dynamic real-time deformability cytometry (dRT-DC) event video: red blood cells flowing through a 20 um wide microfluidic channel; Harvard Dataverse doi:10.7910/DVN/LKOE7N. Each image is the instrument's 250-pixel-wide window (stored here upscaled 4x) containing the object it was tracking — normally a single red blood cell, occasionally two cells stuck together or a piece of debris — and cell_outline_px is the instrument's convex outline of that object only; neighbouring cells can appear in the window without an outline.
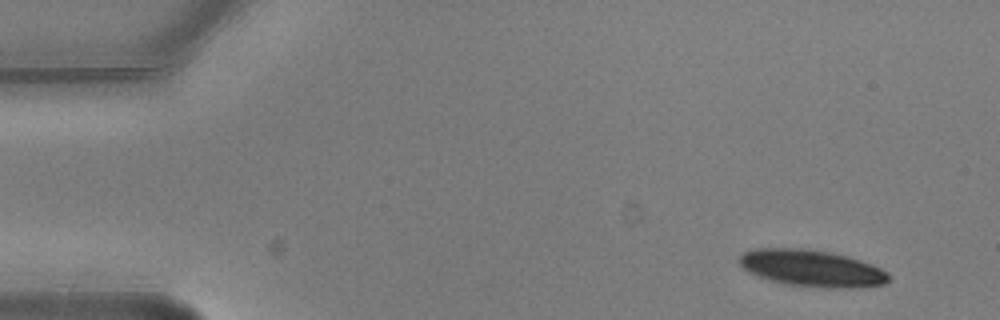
{"species": "common noctule bat (a hibernating species)", "species_latin": "Nyctalus noctula", "temperature_condition": "warm", "stored_images_in_passage": 5, "camera_frame_rate_fps": 3000, "um_per_image_px": 0.085, "animal": {"sex": "male", "body_mass_g": 20.5, "forearm_length_mm": 52.5}, "frame": {"image": 1, "passage_image": 1, "time_ms": 0.0, "image_size_px": [1000, 320], "cell_outline_px": [[888, 280], [884, 284], [856, 288], [824, 288], [788, 284], [772, 280], [748, 272], [736, 260], [744, 252], [752, 248], [800, 248], [828, 252], [860, 260], [880, 268], [888, 272]], "centroid_in_image_um": [68.97, 22.8], "position_along_channel_um": 16.0, "area_um2": 31.73}}
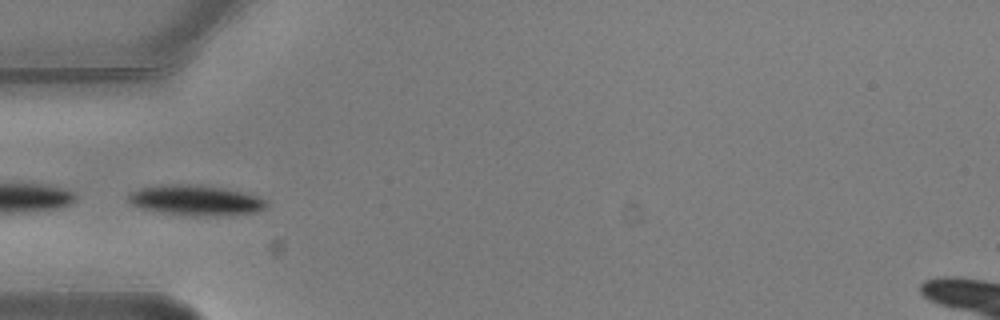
{"frame": {"image": 2, "passage_image": 5, "time_ms": 1.333, "image_size_px": [1000, 320], "cell_outline_px": [[268, 204], [264, 208], [256, 212], [228, 216], [184, 216], [136, 208], [128, 200], [128, 196], [132, 192], [140, 188], [164, 184], [188, 184], [220, 188], [240, 192], [256, 196], [264, 200]], "centroid_in_image_um": [16.58, 17.05], "position_along_channel_um": 68.4, "area_um2": 24.45}}